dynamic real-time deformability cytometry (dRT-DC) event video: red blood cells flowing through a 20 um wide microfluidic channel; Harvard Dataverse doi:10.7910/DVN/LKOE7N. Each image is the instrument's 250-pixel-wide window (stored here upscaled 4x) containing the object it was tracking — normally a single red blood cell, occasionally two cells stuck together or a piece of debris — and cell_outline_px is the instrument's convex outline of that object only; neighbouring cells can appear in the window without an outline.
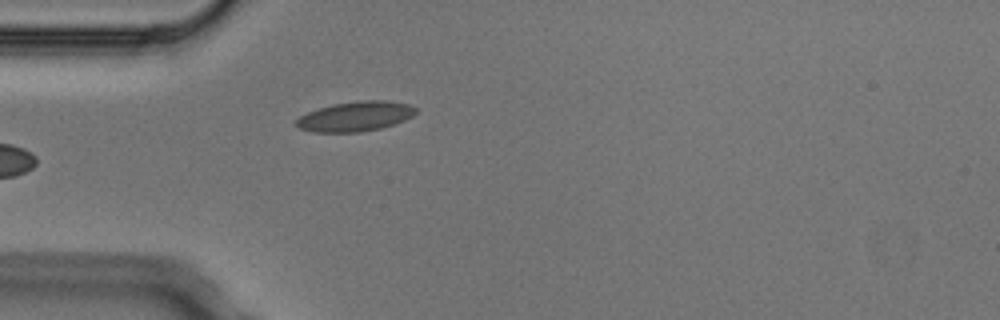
{"species": "Egyptian fruit bat (a non-hibernating species)", "species_latin": "Rousettus aegyptiacus", "temperature_condition": "cold", "stored_images_in_passage": 4, "camera_frame_rate_fps": 3000, "um_per_image_px": 0.085, "animal": {"sex": "male"}, "frame": {"image": 1, "passage_image": 4, "time_ms": 1.0, "image_size_px": [1000, 320], "cell_outline_px": [[416, 112], [412, 116], [404, 120], [380, 128], [360, 132], [312, 132], [300, 128], [292, 124], [300, 116], [308, 112], [332, 104], [360, 100], [384, 100], [408, 104], [416, 108]], "centroid_in_image_um": [30.17, 9.89], "position_along_channel_um": 54.8, "area_um2": 20.69}}